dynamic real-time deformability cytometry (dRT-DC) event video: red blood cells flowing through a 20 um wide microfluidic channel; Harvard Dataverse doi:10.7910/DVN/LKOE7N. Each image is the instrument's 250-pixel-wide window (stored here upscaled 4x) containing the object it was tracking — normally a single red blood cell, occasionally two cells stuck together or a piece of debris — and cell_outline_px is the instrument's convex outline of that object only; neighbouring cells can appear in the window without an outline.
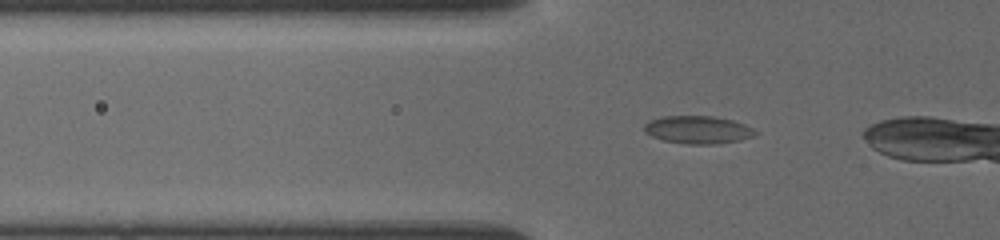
{"species": "common noctule bat (a hibernating species)", "species_latin": "Nyctalus noctula", "temperature_condition": "cold", "stored_images_in_passage": 21, "camera_frame_rate_fps": 3000, "um_per_image_px": 0.085, "animal": {"sex": "female", "body_mass_g": 19.5, "forearm_length_mm": 54.1}, "frame": {"image": 1, "passage_image": 2, "time_ms": 0.333, "image_size_px": [1000, 240], "cell_outline_px": [[756, 136], [740, 140], [716, 144], [688, 144], [664, 140], [652, 136], [644, 128], [644, 124], [652, 120], [664, 116], [716, 116], [732, 120], [744, 124], [752, 128], [756, 132]], "centroid_in_image_um": [59.37, 11.03], "position_along_channel_um": 66.4, "area_um2": 17.8}}
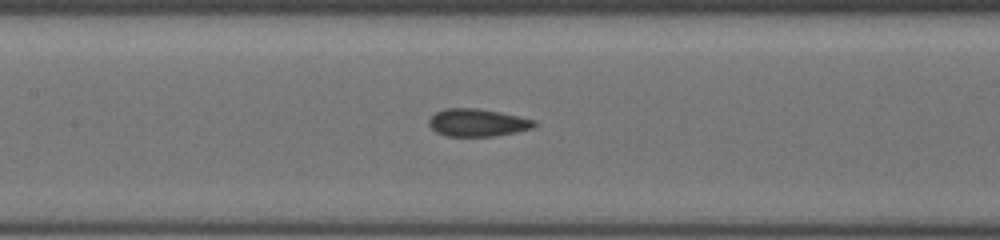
{"frame": {"image": 2, "passage_image": 9, "time_ms": 3.0, "image_size_px": [1000, 240], "cell_outline_px": [[536, 124], [532, 128], [516, 132], [492, 136], [448, 136], [436, 132], [428, 124], [428, 120], [436, 112], [444, 108], [476, 108], [500, 112], [520, 116], [536, 120]], "centroid_in_image_um": [40.58, 10.41], "position_along_channel_um": 166.8, "area_um2": 16.94}}
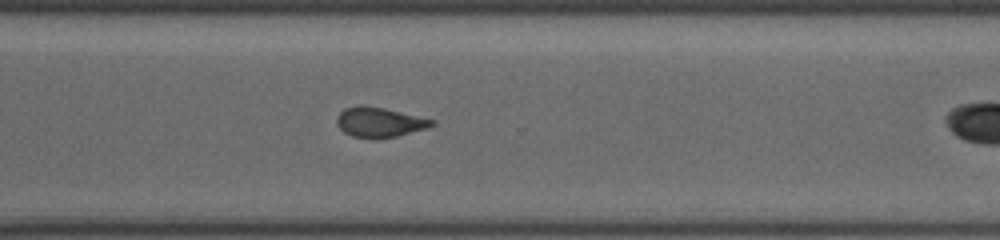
{"frame": {"image": 3, "passage_image": 20, "time_ms": 7.333, "image_size_px": [1000, 240], "cell_outline_px": [[436, 124], [428, 128], [396, 136], [352, 136], [344, 132], [336, 124], [336, 116], [344, 108], [356, 104], [364, 104], [384, 108], [436, 120]], "centroid_in_image_um": [32.25, 10.33], "position_along_channel_um": 338.4, "area_um2": 16.36}}